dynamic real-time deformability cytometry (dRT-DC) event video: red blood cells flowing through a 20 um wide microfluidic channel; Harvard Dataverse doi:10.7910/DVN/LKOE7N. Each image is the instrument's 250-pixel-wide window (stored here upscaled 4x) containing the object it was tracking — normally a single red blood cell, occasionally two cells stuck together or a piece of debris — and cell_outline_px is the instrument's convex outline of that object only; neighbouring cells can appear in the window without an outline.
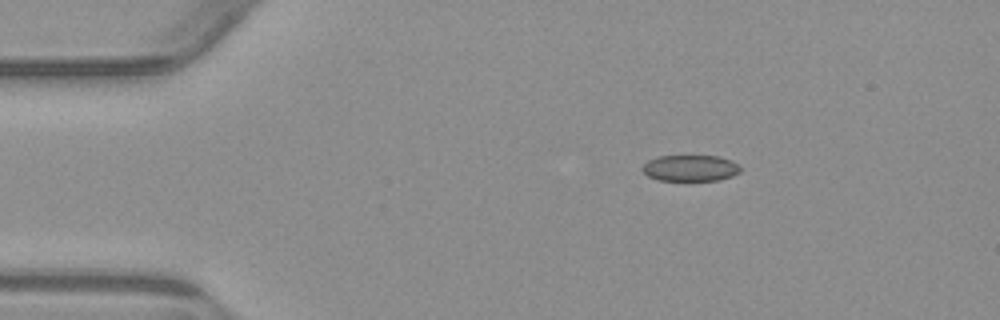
{"species": "common noctule bat (a hibernating species)", "species_latin": "Nyctalus noctula", "temperature_condition": "warm", "stored_images_in_passage": 46, "camera_frame_rate_fps": 3000, "um_per_image_px": 0.085, "animal": {"sex": "male", "body_mass_g": 23.1, "forearm_length_mm": 52.7}, "frame": {"image": 1, "passage_image": 1, "time_ms": 0.0, "image_size_px": [1000, 320], "cell_outline_px": [[740, 172], [732, 176], [720, 180], [660, 180], [648, 176], [640, 168], [648, 160], [660, 156], [720, 156], [732, 160], [740, 164]], "centroid_in_image_um": [58.71, 14.28], "position_along_channel_um": 26.3, "area_um2": 15.03}}
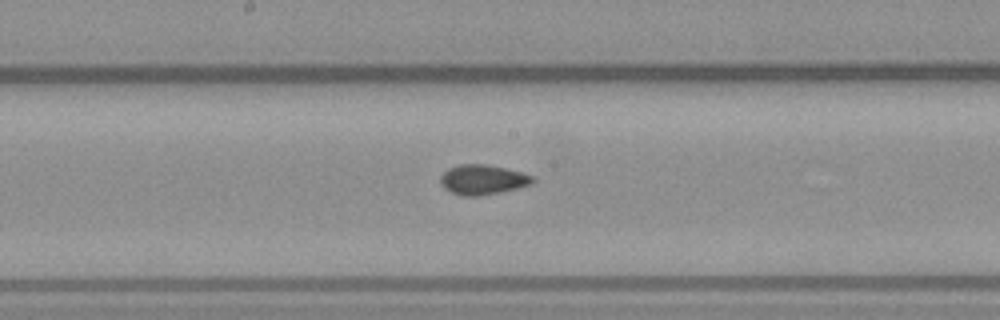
{"frame": {"image": 2, "passage_image": 20, "time_ms": 6.333, "image_size_px": [1000, 320], "cell_outline_px": [[536, 180], [532, 184], [500, 192], [476, 196], [464, 196], [452, 192], [444, 188], [440, 184], [440, 176], [448, 168], [460, 164], [484, 164], [504, 168], [536, 176]], "centroid_in_image_um": [41.04, 15.26], "position_along_channel_um": 207.2, "area_um2": 16.01}}
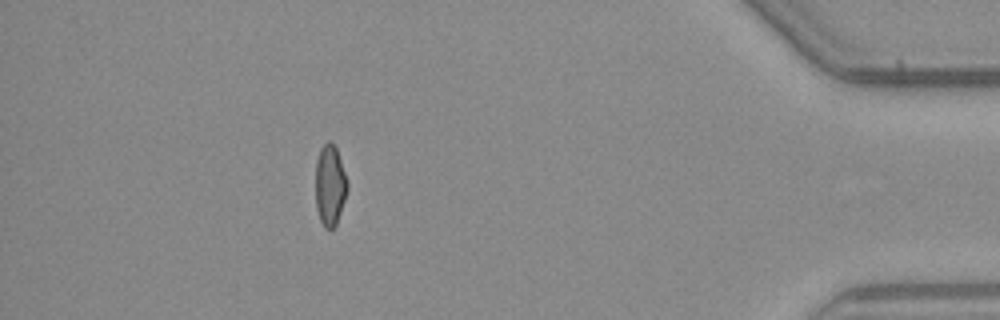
{"frame": {"image": 3, "passage_image": 40, "time_ms": 13.0, "image_size_px": [1000, 320], "cell_outline_px": [[348, 188], [336, 224], [332, 228], [324, 228], [320, 220], [316, 208], [316, 160], [320, 148], [328, 140], [332, 140], [336, 148], [348, 184]], "centroid_in_image_um": [28.03, 15.72], "position_along_channel_um": 407.2, "area_um2": 14.85}, "authors_computed_cell_mechanics": {"area_um2": 15.5193, "velocity_mm_per_s": 3.8516, "shape_relaxation_time_tau1_ms": null, "shape_relaxation_time_tau2_ms": 1.4759, "deformation_change_tau1": null, "deformation_change_tau2": 0.0597}}